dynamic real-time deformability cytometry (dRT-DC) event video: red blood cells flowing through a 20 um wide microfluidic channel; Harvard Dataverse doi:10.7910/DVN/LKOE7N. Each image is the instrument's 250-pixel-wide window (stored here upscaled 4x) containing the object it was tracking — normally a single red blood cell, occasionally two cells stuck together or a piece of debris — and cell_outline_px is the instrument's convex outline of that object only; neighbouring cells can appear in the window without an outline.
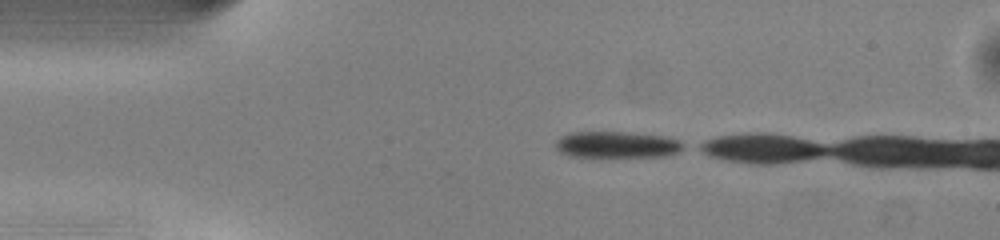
{"species": "common noctule bat (a hibernating species)", "species_latin": "Nyctalus noctula", "temperature_condition": "warm", "stored_images_in_passage": 4, "camera_frame_rate_fps": 3000, "um_per_image_px": 0.085, "animal": {"sex": "male", "body_mass_g": 13.0, "forearm_length_mm": 53.1}, "frame": {"image": 1, "passage_image": 1, "time_ms": 0.0, "image_size_px": [1000, 240], "cell_outline_px": [[688, 144], [684, 148], [668, 156], [608, 160], [568, 156], [560, 152], [556, 148], [556, 140], [572, 132], [628, 132], [664, 136], [680, 140]], "centroid_in_image_um": [52.48, 12.36], "position_along_channel_um": 32.5, "area_um2": 21.04}}